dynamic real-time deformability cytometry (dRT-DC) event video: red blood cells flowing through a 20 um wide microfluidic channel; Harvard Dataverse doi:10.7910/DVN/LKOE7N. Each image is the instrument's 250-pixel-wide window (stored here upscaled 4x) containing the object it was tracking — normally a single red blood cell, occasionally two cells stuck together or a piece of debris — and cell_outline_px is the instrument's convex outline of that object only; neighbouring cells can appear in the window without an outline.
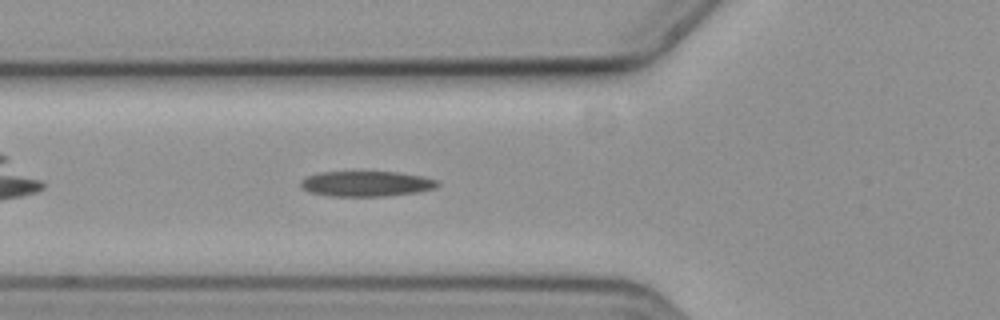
{"species": "common noctule bat (a hibernating species)", "species_latin": "Nyctalus noctula", "temperature_condition": "cold", "stored_images_in_passage": 35, "camera_frame_rate_fps": 3000, "um_per_image_px": 0.085, "animal": {"sex": "female", "body_mass_g": 19.3, "forearm_length_mm": 54.1}, "frame": {"image": 1, "passage_image": 6, "time_ms": 1.667, "image_size_px": [1000, 320], "cell_outline_px": [[440, 184], [436, 188], [420, 192], [384, 196], [328, 196], [308, 192], [300, 188], [300, 180], [308, 176], [320, 172], [396, 172], [420, 176], [436, 180]], "centroid_in_image_um": [31.1, 15.63], "position_along_channel_um": 94.7, "area_um2": 20.29}}
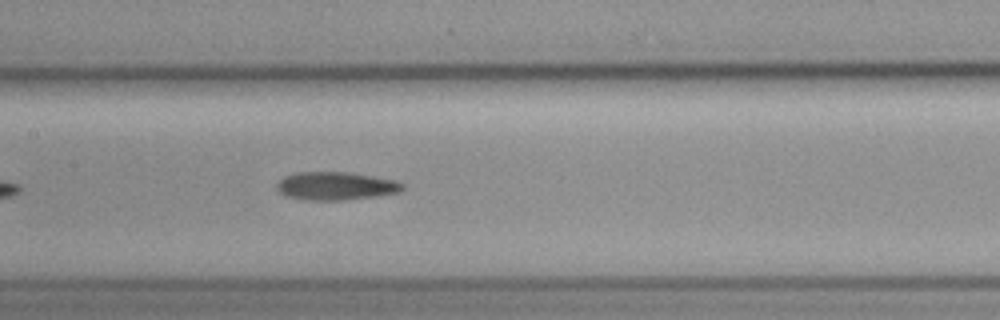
{"frame": {"image": 2, "passage_image": 13, "time_ms": 4.0, "image_size_px": [1000, 320], "cell_outline_px": [[404, 188], [400, 192], [380, 196], [344, 200], [300, 200], [284, 196], [276, 188], [276, 184], [284, 176], [300, 172], [344, 172], [396, 180], [404, 184]], "centroid_in_image_um": [28.53, 15.82], "position_along_channel_um": 178.9, "area_um2": 20.75}}
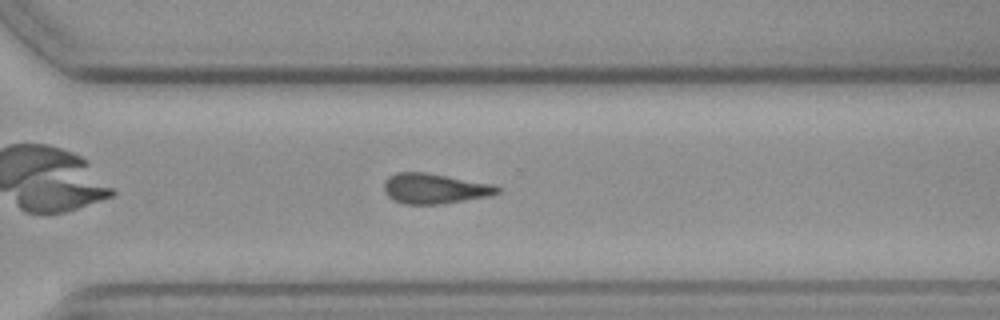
{"frame": {"image": 3, "passage_image": 26, "time_ms": 8.333, "image_size_px": [1000, 320], "cell_outline_px": [[500, 192], [492, 196], [444, 204], [404, 204], [392, 200], [384, 192], [384, 184], [388, 176], [396, 172], [428, 172], [496, 184], [500, 188]], "centroid_in_image_um": [36.98, 16.02], "position_along_channel_um": 333.6, "area_um2": 20.52}, "authors_computed_cell_mechanics": {"area_um2": 20.23, "velocity_mm_per_s": 3.5865, "shape_relaxation_time_tau1_ms": 6.0259, "shape_relaxation_time_tau2_ms": 5.1258, "deformation_change_tau1": 0.1627, "deformation_change_tau2": 0.158}}